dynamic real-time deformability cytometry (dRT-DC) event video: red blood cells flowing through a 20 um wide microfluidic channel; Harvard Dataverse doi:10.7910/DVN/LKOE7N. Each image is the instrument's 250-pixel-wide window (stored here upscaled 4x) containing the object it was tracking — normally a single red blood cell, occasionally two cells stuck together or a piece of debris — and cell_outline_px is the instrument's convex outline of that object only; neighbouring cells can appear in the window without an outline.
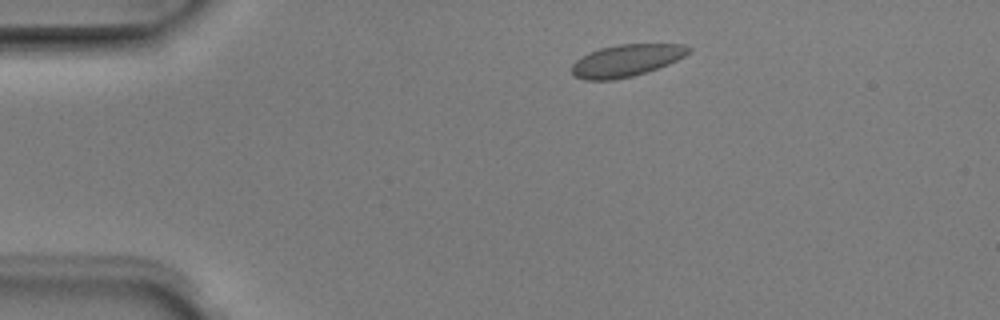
{"species": "Egyptian fruit bat (a non-hibernating species)", "species_latin": "Rousettus aegyptiacus", "temperature_condition": "room temperature", "stored_images_in_passage": 5, "camera_frame_rate_fps": 3000, "um_per_image_px": 0.085, "animal": {"sex": "male"}, "frame": {"image": 1, "passage_image": 2, "time_ms": 0.333, "image_size_px": [1000, 320], "cell_outline_px": [[692, 48], [684, 56], [668, 64], [648, 72], [632, 76], [612, 80], [584, 80], [576, 76], [572, 72], [572, 64], [576, 60], [600, 48], [620, 44], [684, 44]], "centroid_in_image_um": [53.26, 5.15], "position_along_channel_um": 31.7, "area_um2": 21.62}}
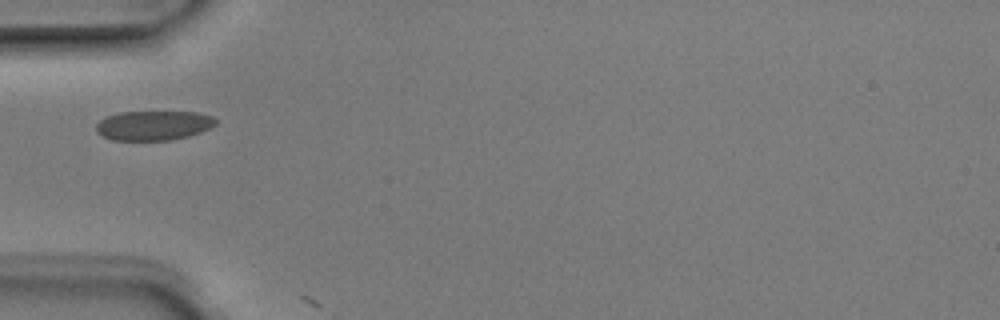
{"frame": {"image": 2, "passage_image": 4, "time_ms": 1.0, "image_size_px": [1000, 320], "cell_outline_px": [[216, 124], [200, 132], [188, 136], [172, 140], [112, 140], [96, 132], [96, 124], [100, 120], [108, 116], [120, 112], [196, 112], [212, 116], [216, 120]], "centroid_in_image_um": [13.04, 10.66], "position_along_channel_um": 72.0, "area_um2": 20.46}}